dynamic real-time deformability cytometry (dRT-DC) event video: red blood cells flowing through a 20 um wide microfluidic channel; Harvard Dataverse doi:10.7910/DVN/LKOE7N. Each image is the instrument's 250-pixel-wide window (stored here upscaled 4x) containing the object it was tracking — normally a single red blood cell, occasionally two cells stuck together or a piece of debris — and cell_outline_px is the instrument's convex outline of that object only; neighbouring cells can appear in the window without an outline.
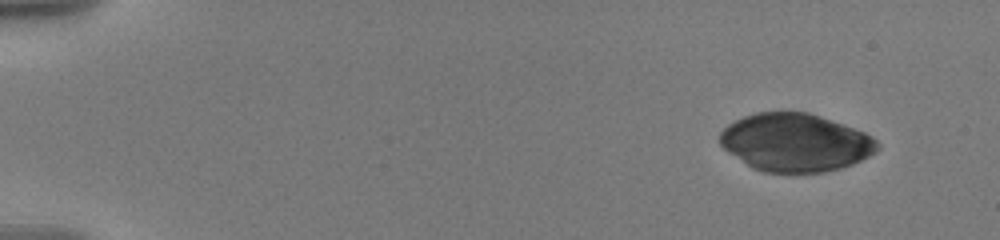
{"species": "human", "species_latin": "Homo sapiens", "temperature_condition": "warm", "stored_images_in_passage": 19, "camera_frame_rate_fps": 3000, "um_per_image_px": 0.085, "donor": {"sex": "male"}, "frame": {"image": 1, "passage_image": 1, "time_ms": 0.0, "image_size_px": [1000, 240], "cell_outline_px": [[880, 148], [876, 152], [852, 164], [840, 168], [824, 172], [764, 172], [752, 168], [728, 152], [720, 144], [720, 132], [728, 124], [744, 116], [756, 112], [808, 112], [844, 124], [864, 132], [872, 136], [880, 144]], "centroid_in_image_um": [67.61, 12.11], "position_along_channel_um": 17.4, "area_um2": 53.12}}
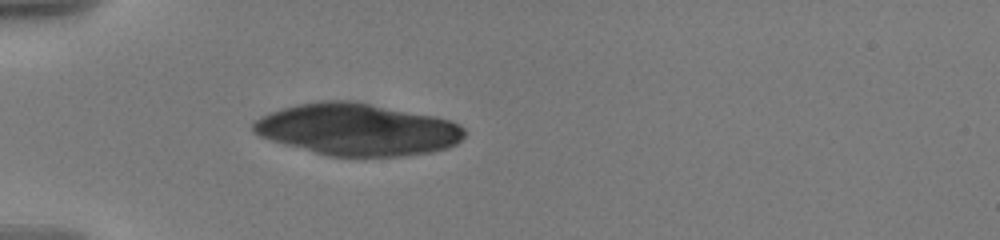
{"frame": {"image": 2, "passage_image": 14, "time_ms": 4.333, "image_size_px": [1000, 240], "cell_outline_px": [[464, 136], [456, 144], [448, 148], [432, 152], [404, 156], [328, 156], [284, 144], [260, 136], [252, 128], [252, 124], [260, 116], [296, 104], [320, 100], [356, 100], [436, 116], [460, 124], [464, 128]], "centroid_in_image_um": [30.41, 10.99], "position_along_channel_um": 54.6, "area_um2": 64.16}}